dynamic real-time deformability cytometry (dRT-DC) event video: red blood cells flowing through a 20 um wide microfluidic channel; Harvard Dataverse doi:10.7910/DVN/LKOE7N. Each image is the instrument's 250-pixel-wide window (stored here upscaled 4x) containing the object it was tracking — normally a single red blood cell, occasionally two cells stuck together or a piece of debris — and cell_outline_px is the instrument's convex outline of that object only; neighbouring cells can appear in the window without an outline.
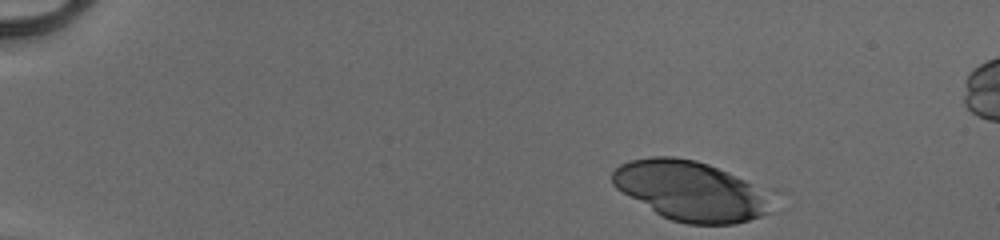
{"species": "human", "species_latin": "Homo sapiens", "temperature_condition": "cold", "stored_images_in_passage": 38, "camera_frame_rate_fps": 3000, "um_per_image_px": 0.085, "donor": {"sex": "male"}, "frame": {"image": 1, "passage_image": 1, "time_ms": 0.0, "image_size_px": [1000, 240], "cell_outline_px": [[776, 212], [736, 224], [688, 224], [672, 220], [656, 212], [616, 188], [612, 184], [612, 172], [620, 164], [628, 160], [652, 156], [672, 156], [696, 160], [708, 164], [728, 172], [744, 180]], "centroid_in_image_um": [58.6, 16.22], "position_along_channel_um": 26.4, "area_um2": 54.1}}